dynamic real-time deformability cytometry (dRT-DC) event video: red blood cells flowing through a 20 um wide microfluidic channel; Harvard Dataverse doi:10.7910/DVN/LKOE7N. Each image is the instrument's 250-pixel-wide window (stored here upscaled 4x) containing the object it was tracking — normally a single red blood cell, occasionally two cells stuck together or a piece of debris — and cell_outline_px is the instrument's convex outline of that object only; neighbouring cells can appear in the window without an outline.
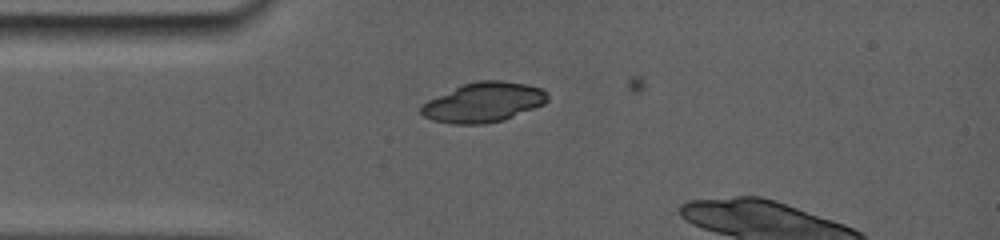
{"species": "common noctule bat (a hibernating species)", "species_latin": "Nyctalus noctula", "temperature_condition": "room temperature", "stored_images_in_passage": 51, "camera_frame_rate_fps": 5000, "um_per_image_px": 0.085, "animal": {"sex": "female", "body_mass_g": 19.0, "forearm_length_mm": 56.7}, "frame": {"image": 1, "passage_image": 1, "time_ms": 0.0, "image_size_px": [1000, 240], "cell_outline_px": [[548, 100], [544, 104], [504, 120], [484, 124], [456, 124], [432, 120], [424, 116], [420, 112], [420, 104], [460, 84], [476, 80], [500, 80], [528, 84], [540, 88], [548, 92]], "centroid_in_image_um": [41.09, 8.68], "position_along_channel_um": 43.9, "area_um2": 29.54}}
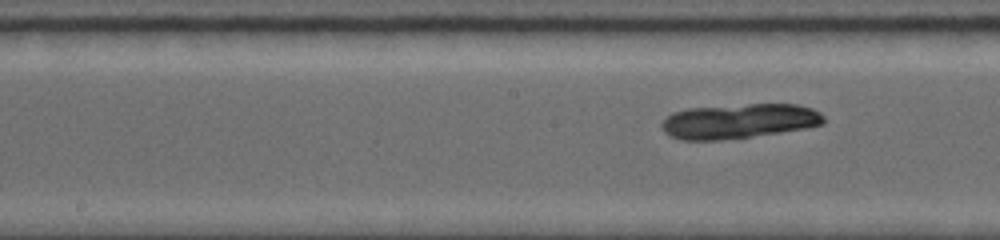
{"frame": {"image": 2, "passage_image": 19, "time_ms": 4.0, "image_size_px": [1000, 240], "cell_outline_px": [[824, 120], [820, 124], [800, 128], [776, 132], [748, 136], [716, 140], [684, 140], [672, 136], [660, 124], [672, 112], [688, 108], [748, 104], [796, 104], [812, 108], [820, 112], [824, 116]], "centroid_in_image_um": [62.79, 10.27], "position_along_channel_um": 185.4, "area_um2": 32.02}}
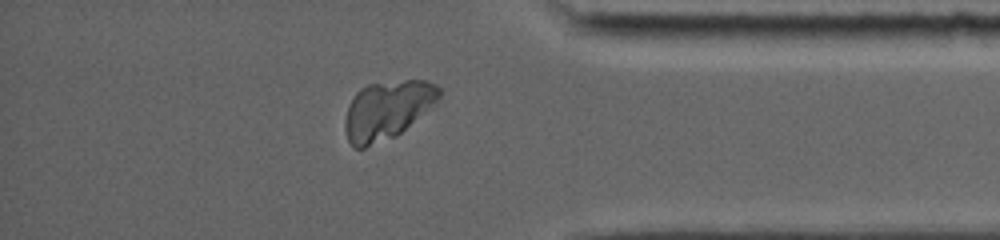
{"frame": {"image": 3, "passage_image": 44, "time_ms": 9.8, "image_size_px": [1000, 240], "cell_outline_px": [[440, 96], [432, 104], [396, 136], [364, 148], [352, 148], [348, 140], [344, 128], [344, 120], [348, 104], [356, 92], [360, 88], [368, 84], [404, 80], [428, 80], [436, 84], [440, 88]], "centroid_in_image_um": [32.85, 9.34], "position_along_channel_um": 402.4, "area_um2": 31.79}}